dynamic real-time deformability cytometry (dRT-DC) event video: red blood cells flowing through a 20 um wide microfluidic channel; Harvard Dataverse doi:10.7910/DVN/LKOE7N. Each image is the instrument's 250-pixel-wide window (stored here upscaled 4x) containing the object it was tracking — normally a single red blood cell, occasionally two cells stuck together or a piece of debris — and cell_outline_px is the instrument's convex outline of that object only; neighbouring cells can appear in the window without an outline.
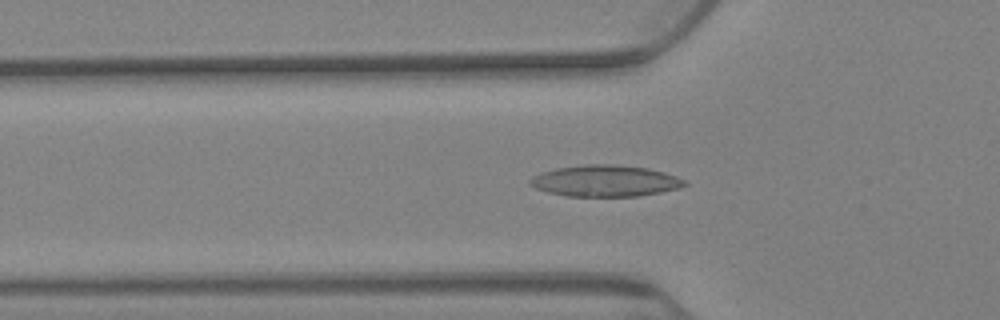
{"species": "Egyptian fruit bat (a non-hibernating species)", "species_latin": "Rousettus aegyptiacus", "temperature_condition": "warm", "stored_images_in_passage": 54, "camera_frame_rate_fps": 3000, "um_per_image_px": 0.085, "animal": {"sex": "female"}, "frame": {"image": 1, "passage_image": 2, "time_ms": 0.333, "image_size_px": [1000, 320], "cell_outline_px": [[688, 184], [676, 188], [660, 192], [640, 196], [568, 196], [548, 192], [536, 188], [528, 184], [528, 180], [532, 176], [540, 172], [556, 168], [584, 164], [608, 164], [648, 168], [664, 172], [676, 176], [684, 180]], "centroid_in_image_um": [51.39, 15.37], "position_along_channel_um": 74.4, "area_um2": 28.21}}
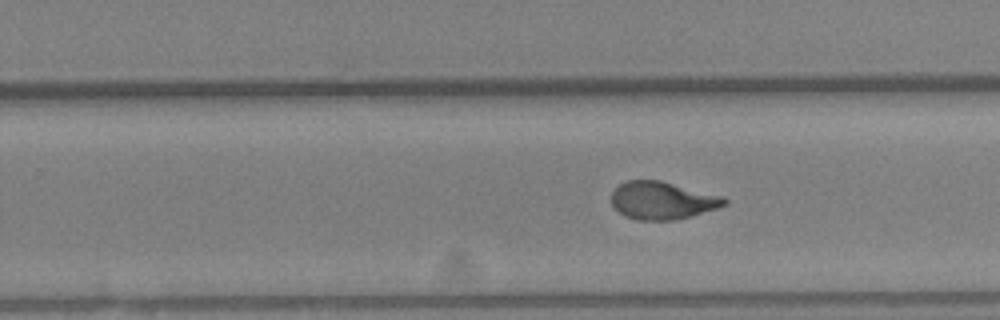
{"frame": {"image": 2, "passage_image": 25, "time_ms": 8.0, "image_size_px": [1000, 320], "cell_outline_px": [[728, 204], [692, 216], [672, 220], [636, 220], [624, 216], [612, 204], [612, 192], [620, 184], [628, 180], [660, 180], [724, 196], [728, 200]], "centroid_in_image_um": [56.32, 17.04], "position_along_channel_um": 273.5, "area_um2": 24.8}}
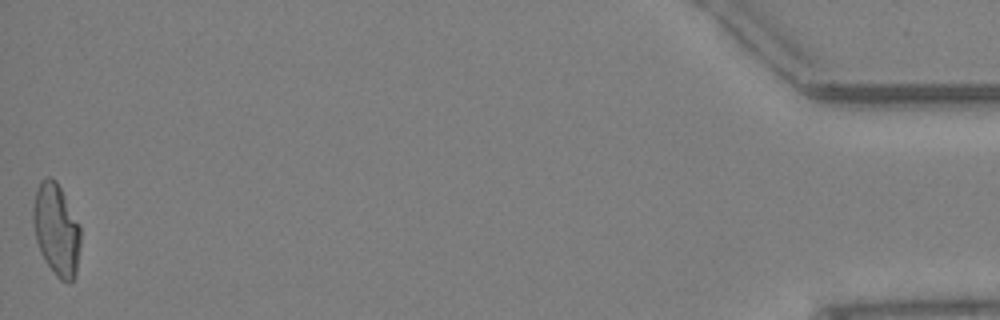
{"frame": {"image": 3, "passage_image": 54, "time_ms": 17.667, "image_size_px": [1000, 320], "cell_outline_px": [[80, 244], [76, 276], [68, 284], [60, 280], [56, 276], [44, 260], [40, 252], [36, 240], [32, 220], [32, 208], [36, 188], [40, 180], [44, 176], [48, 176], [56, 180], [80, 224]], "centroid_in_image_um": [4.78, 19.51], "position_along_channel_um": 430.4, "area_um2": 25.84}, "authors_computed_cell_mechanics": {"area_um2": 24.9118, "velocity_mm_per_s": 2.607, "shape_relaxation_time_tau1_ms": 9.9112, "shape_relaxation_time_tau2_ms": 1.3618, "deformation_change_tau1": 0.2355, "deformation_change_tau2": 0.0793}}